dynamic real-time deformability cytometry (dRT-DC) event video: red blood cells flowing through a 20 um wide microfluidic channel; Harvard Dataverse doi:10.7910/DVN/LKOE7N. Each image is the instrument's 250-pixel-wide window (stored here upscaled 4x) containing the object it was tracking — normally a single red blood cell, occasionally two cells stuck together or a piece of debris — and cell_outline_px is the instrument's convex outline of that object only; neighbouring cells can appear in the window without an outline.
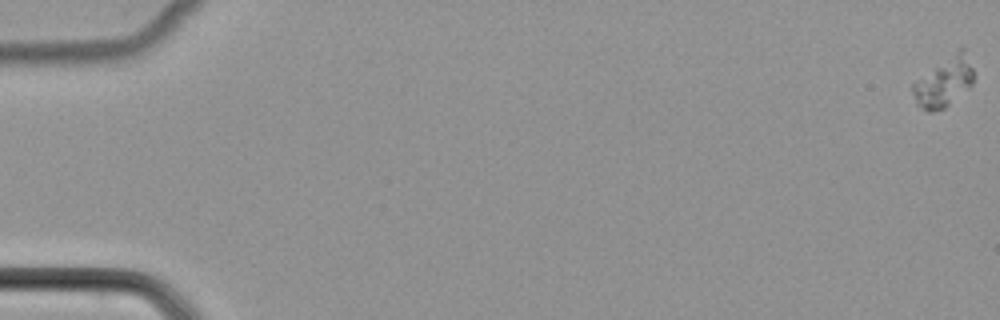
{"species": "common noctule bat (a hibernating species)", "species_latin": "Nyctalus noctula", "temperature_condition": "cold", "stored_images_in_passage": 55, "camera_frame_rate_fps": 3000, "um_per_image_px": 0.085, "animal": {"sex": "female", "body_mass_g": 22.7, "forearm_length_mm": 54.2}, "frame": {"image": 1, "passage_image": 1, "time_ms": 0.0, "image_size_px": [1000, 320], "cell_outline_px": [[976, 76], [972, 84], [968, 88], [944, 108], [932, 112], [928, 112], [916, 104], [912, 92], [912, 84], [964, 44]], "centroid_in_image_um": [80.28, 6.95], "position_along_channel_um": 4.7, "area_um2": 17.51}}
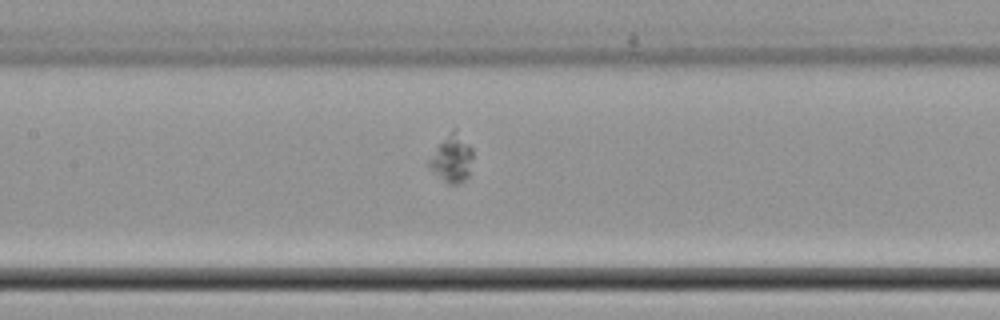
{"frame": {"image": 2, "passage_image": 28, "time_ms": 9.0, "image_size_px": [1000, 320], "cell_outline_px": [[472, 156], [468, 176], [464, 180], [456, 184], [448, 184], [428, 164], [428, 160], [436, 148], [452, 128], [456, 128], [472, 148]], "centroid_in_image_um": [38.44, 13.43], "position_along_channel_um": 169.0, "area_um2": 11.73}}
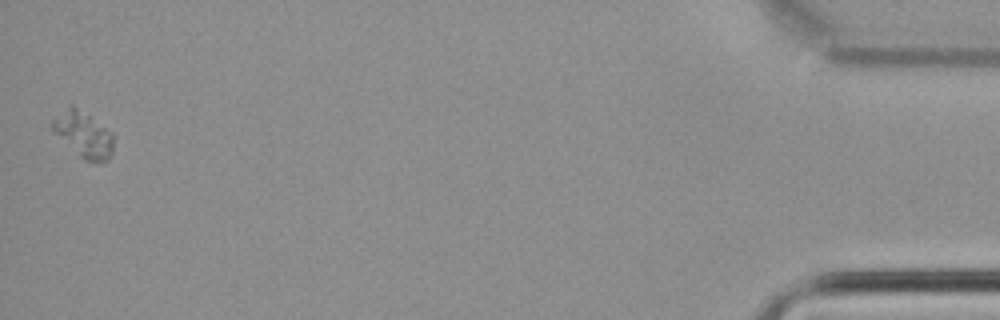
{"frame": {"image": 3, "passage_image": 55, "time_ms": 18.0, "image_size_px": [1000, 320], "cell_outline_px": [[112, 152], [100, 164], [92, 164], [84, 160], [52, 132], [52, 120], [72, 104], [112, 132]], "centroid_in_image_um": [7.08, 11.47], "position_along_channel_um": 428.1, "area_um2": 16.01}}